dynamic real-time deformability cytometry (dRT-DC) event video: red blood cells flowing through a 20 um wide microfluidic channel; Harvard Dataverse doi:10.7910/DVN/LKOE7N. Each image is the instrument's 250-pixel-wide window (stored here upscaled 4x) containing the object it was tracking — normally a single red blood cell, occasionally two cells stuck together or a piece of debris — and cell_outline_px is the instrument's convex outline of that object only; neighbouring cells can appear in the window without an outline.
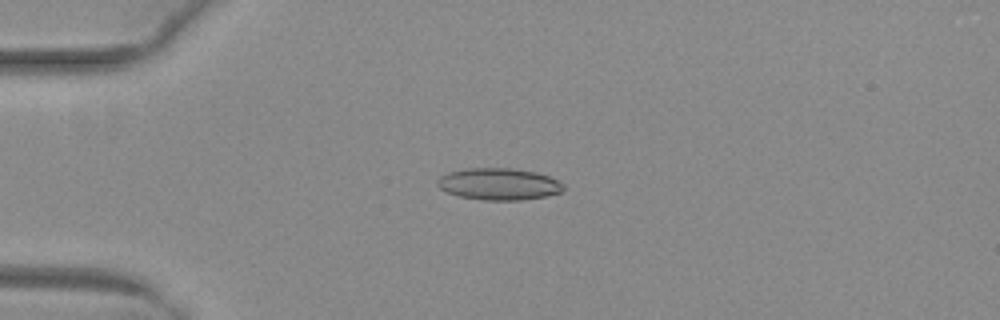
{"species": "common noctule bat (a hibernating species)", "species_latin": "Nyctalus noctula", "temperature_condition": "warm", "stored_images_in_passage": 41, "camera_frame_rate_fps": 3000, "um_per_image_px": 0.085, "animal": {"sex": "female", "body_mass_g": 29.2, "forearm_length_mm": 56.3}, "frame": {"image": 1, "passage_image": 3, "time_ms": 0.667, "image_size_px": [1000, 320], "cell_outline_px": [[564, 188], [560, 192], [544, 196], [520, 200], [484, 200], [460, 196], [448, 192], [440, 188], [436, 184], [436, 180], [440, 176], [448, 172], [464, 168], [512, 168], [536, 172], [548, 176], [564, 184]], "centroid_in_image_um": [42.37, 15.63], "position_along_channel_um": 42.6, "area_um2": 23.29}}
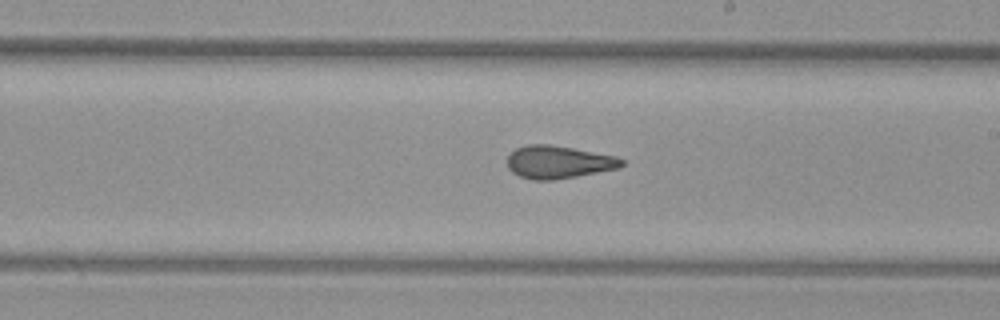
{"frame": {"image": 2, "passage_image": 20, "time_ms": 6.333, "image_size_px": [1000, 320], "cell_outline_px": [[624, 164], [620, 168], [576, 176], [552, 180], [532, 180], [520, 176], [512, 172], [508, 168], [508, 156], [516, 148], [528, 144], [548, 144], [572, 148], [616, 156], [624, 160]], "centroid_in_image_um": [47.47, 13.78], "position_along_channel_um": 241.5, "area_um2": 21.73}}
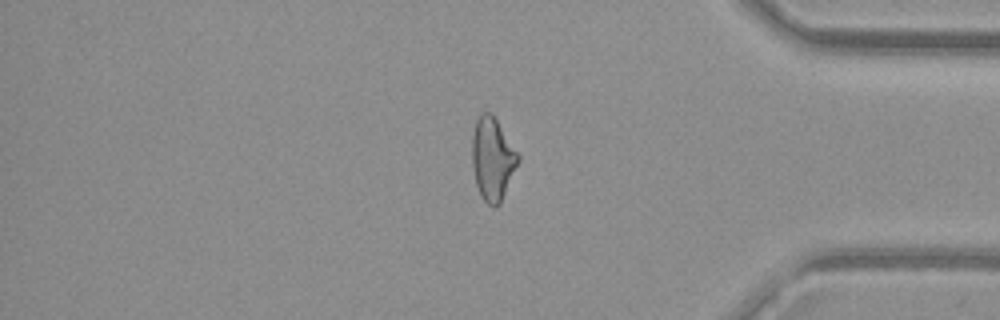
{"frame": {"image": 3, "passage_image": 33, "time_ms": 10.667, "image_size_px": [1000, 320], "cell_outline_px": [[520, 160], [500, 204], [496, 208], [492, 208], [480, 196], [476, 184], [472, 164], [472, 136], [476, 120], [480, 112], [492, 112], [520, 156]], "centroid_in_image_um": [41.86, 13.51], "position_along_channel_um": 393.3, "area_um2": 22.43}, "authors_computed_cell_mechanics": {"area_um2": 22.3686, "velocity_mm_per_s": 4.0444, "shape_relaxation_time_tau1_ms": null, "shape_relaxation_time_tau2_ms": 1.7797, "deformation_change_tau1": null, "deformation_change_tau2": 0.1091}}